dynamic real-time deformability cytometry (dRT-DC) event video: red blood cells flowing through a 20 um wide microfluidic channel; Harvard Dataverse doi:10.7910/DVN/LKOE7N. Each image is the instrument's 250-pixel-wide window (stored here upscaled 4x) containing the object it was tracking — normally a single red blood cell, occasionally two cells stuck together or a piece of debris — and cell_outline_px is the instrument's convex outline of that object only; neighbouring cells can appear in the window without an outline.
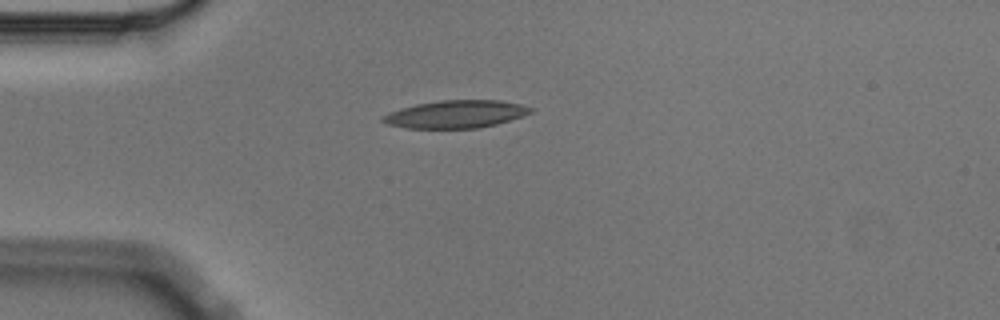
{"species": "Egyptian fruit bat (a non-hibernating species)", "species_latin": "Rousettus aegyptiacus", "temperature_condition": "cold", "stored_images_in_passage": 4, "camera_frame_rate_fps": 3000, "um_per_image_px": 0.085, "animal": {"sex": "male"}, "frame": {"image": 1, "passage_image": 4, "time_ms": 1.0, "image_size_px": [1000, 320], "cell_outline_px": [[536, 108], [532, 112], [496, 124], [480, 128], [408, 128], [388, 124], [380, 120], [380, 116], [400, 108], [416, 104], [440, 100], [500, 100], [520, 104]], "centroid_in_image_um": [38.73, 9.7], "position_along_channel_um": 46.3, "area_um2": 23.81}}